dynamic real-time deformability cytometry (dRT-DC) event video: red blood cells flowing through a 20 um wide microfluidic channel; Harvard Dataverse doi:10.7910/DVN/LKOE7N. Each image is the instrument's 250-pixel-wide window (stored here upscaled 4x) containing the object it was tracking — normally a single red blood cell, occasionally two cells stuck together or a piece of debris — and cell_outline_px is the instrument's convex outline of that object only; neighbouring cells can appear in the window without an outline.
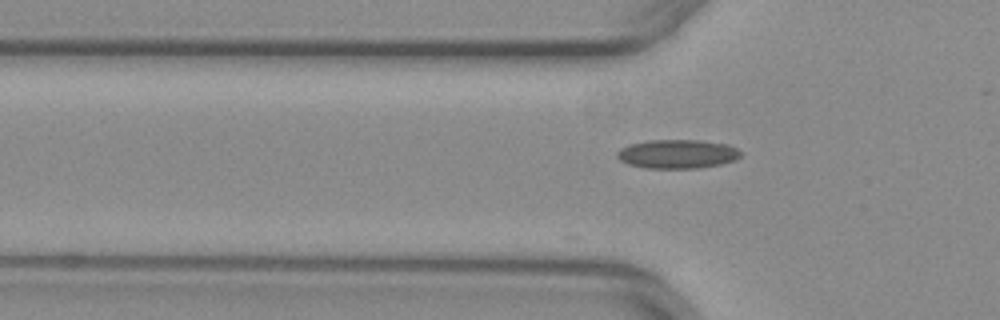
{"species": "common noctule bat (a hibernating species)", "species_latin": "Nyctalus noctula", "temperature_condition": "warm", "stored_images_in_passage": 5, "camera_frame_rate_fps": 3000, "um_per_image_px": 0.085, "animal": {"sex": "female", "body_mass_g": 29.2, "forearm_length_mm": 56.3}, "frame": {"image": 1, "passage_image": 5, "time_ms": 1.333, "image_size_px": [1000, 320], "cell_outline_px": [[740, 156], [736, 160], [720, 164], [700, 168], [644, 168], [628, 164], [620, 160], [616, 156], [616, 152], [620, 148], [628, 144], [648, 140], [700, 140], [728, 144], [736, 148], [740, 152]], "centroid_in_image_um": [57.55, 13.08], "position_along_channel_um": 68.3, "area_um2": 20.98}}